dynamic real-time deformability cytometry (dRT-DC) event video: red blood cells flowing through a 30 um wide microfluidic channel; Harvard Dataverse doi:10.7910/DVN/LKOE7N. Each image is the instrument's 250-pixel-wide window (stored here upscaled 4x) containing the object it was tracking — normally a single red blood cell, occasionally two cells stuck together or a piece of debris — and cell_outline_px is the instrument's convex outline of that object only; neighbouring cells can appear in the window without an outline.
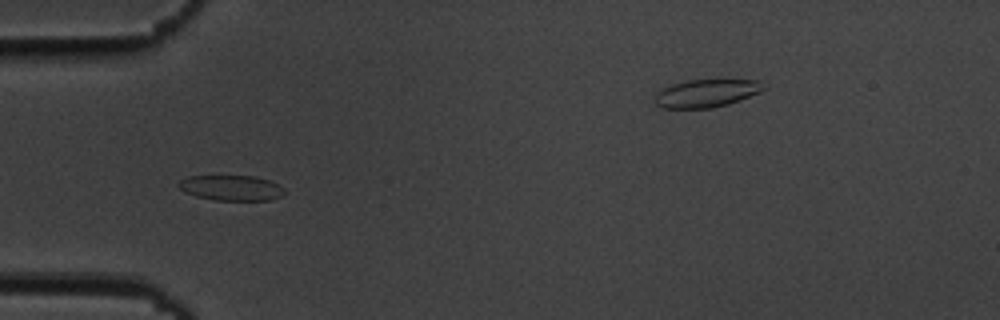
{"species": "common noctule bat (a hibernating species)", "species_latin": "Nyctalus noctula", "temperature_condition": "cold", "stored_images_in_passage": 42, "camera_frame_rate_fps": 3000, "um_per_image_px": 0.085, "animal": {"sex": "male", "body_mass_g": 19.5, "forearm_length_mm": 54.6}, "frame": {"image": 1, "passage_image": 3, "time_ms": 0.667, "image_size_px": [1000, 320], "cell_outline_px": [[284, 196], [268, 200], [212, 200], [196, 196], [184, 192], [176, 184], [180, 180], [188, 176], [256, 176], [272, 180], [280, 184], [284, 188]], "centroid_in_image_um": [19.69, 15.96], "position_along_channel_um": 65.3, "area_um2": 15.9}}
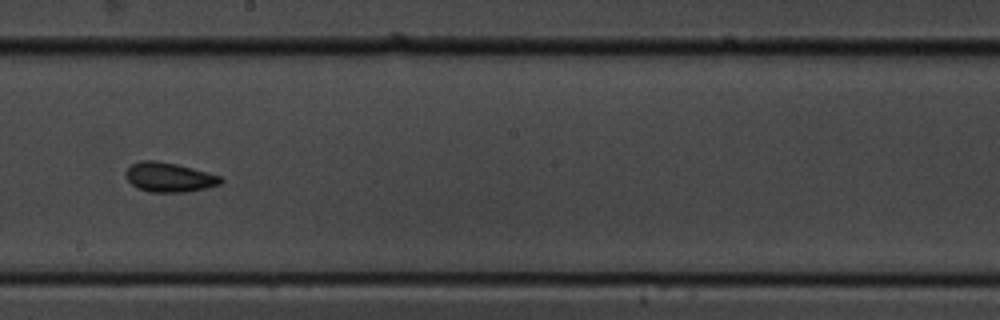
{"frame": {"image": 2, "passage_image": 17, "time_ms": 5.333, "image_size_px": [1000, 320], "cell_outline_px": [[224, 180], [220, 184], [188, 192], [148, 192], [136, 188], [124, 176], [124, 172], [132, 164], [140, 160], [156, 160], [176, 164], [208, 172], [220, 176]], "centroid_in_image_um": [14.34, 15.07], "position_along_channel_um": 233.9, "area_um2": 16.42}}
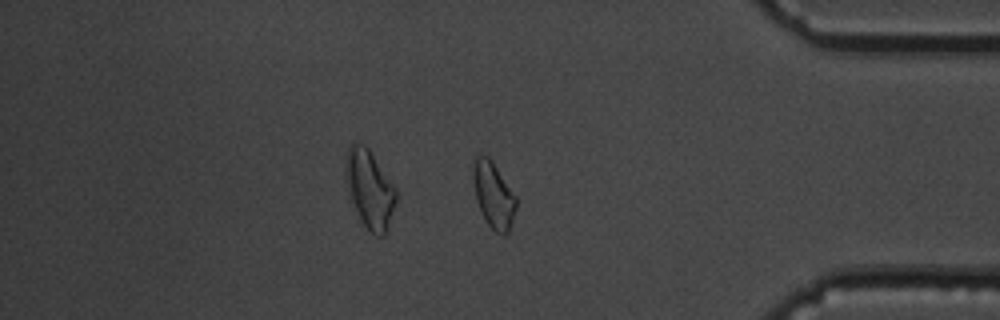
{"frame": {"image": 3, "passage_image": 32, "time_ms": 10.333, "image_size_px": [1000, 320], "cell_outline_px": [[516, 208], [508, 232], [504, 236], [496, 232], [488, 224], [476, 200], [472, 180], [472, 168], [476, 152], [488, 156], [492, 160], [516, 196]], "centroid_in_image_um": [41.92, 16.51], "position_along_channel_um": 393.3, "area_um2": 16.65}, "authors_computed_cell_mechanics": {"area_um2": 15.9528, "velocity_mm_per_s": 3.6416, "shape_relaxation_time_tau1_ms": 4.8285, "shape_relaxation_time_tau2_ms": 2.954, "deformation_change_tau1": 0.087, "deformation_change_tau2": 0.0791}}